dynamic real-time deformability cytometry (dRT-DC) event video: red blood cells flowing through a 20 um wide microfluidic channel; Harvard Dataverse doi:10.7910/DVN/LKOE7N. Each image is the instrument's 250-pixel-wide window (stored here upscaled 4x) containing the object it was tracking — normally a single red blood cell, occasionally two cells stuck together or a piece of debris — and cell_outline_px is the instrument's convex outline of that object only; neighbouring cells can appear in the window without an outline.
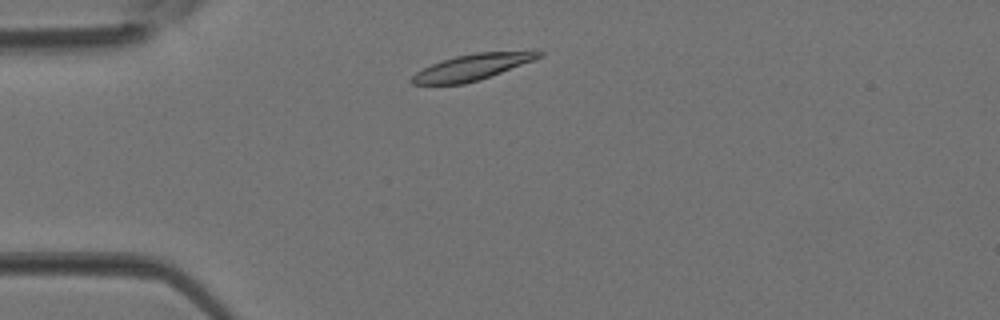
{"species": "Egyptian fruit bat (a non-hibernating species)", "species_latin": "Rousettus aegyptiacus", "temperature_condition": "room temperature", "stored_images_in_passage": 2, "camera_frame_rate_fps": 3000, "um_per_image_px": 0.085, "animal": {"sex": "female"}, "frame": {"image": 1, "passage_image": 1, "time_ms": 0.0, "image_size_px": [1000, 320], "cell_outline_px": [[544, 56], [480, 80], [464, 84], [412, 84], [408, 80], [416, 72], [432, 64], [456, 56], [476, 52], [532, 48], [536, 48], [544, 52]], "centroid_in_image_um": [40.29, 5.65], "position_along_channel_um": 44.7, "area_um2": 19.88}}
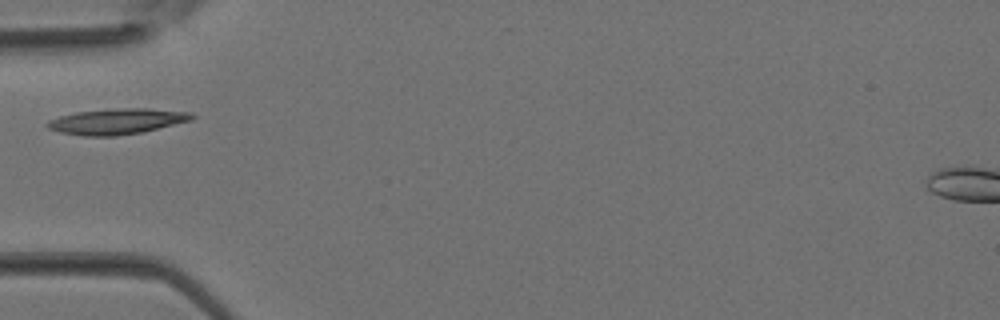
{"frame": {"image": 2, "passage_image": 2, "time_ms": 0.333, "image_size_px": [1000, 320], "cell_outline_px": [[196, 116], [192, 120], [140, 132], [116, 136], [84, 136], [60, 132], [48, 128], [44, 124], [48, 120], [60, 116], [76, 112], [116, 108], [144, 108], [192, 112]], "centroid_in_image_um": [9.92, 10.31], "position_along_channel_um": 75.1, "area_um2": 21.56}}